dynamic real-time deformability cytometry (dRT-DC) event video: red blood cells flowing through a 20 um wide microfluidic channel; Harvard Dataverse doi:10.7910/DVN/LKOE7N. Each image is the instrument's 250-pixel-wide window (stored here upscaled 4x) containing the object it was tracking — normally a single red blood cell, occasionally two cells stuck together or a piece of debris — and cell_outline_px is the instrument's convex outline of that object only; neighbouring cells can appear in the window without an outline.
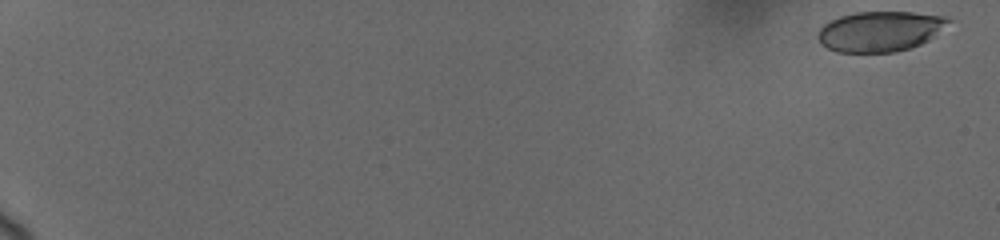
{"species": "human", "species_latin": "Homo sapiens", "temperature_condition": "cold", "stored_images_in_passage": 38, "camera_frame_rate_fps": 3000, "um_per_image_px": 0.085, "donor": {"sex": "female"}, "frame": {"image": 1, "passage_image": 1, "time_ms": 0.0, "image_size_px": [1000, 240], "cell_outline_px": [[952, 20], [928, 40], [920, 44], [908, 48], [892, 52], [836, 52], [820, 44], [820, 28], [824, 24], [840, 16], [856, 12], [912, 12], [944, 16]], "centroid_in_image_um": [74.8, 2.66], "position_along_channel_um": 10.2, "area_um2": 30.17}}
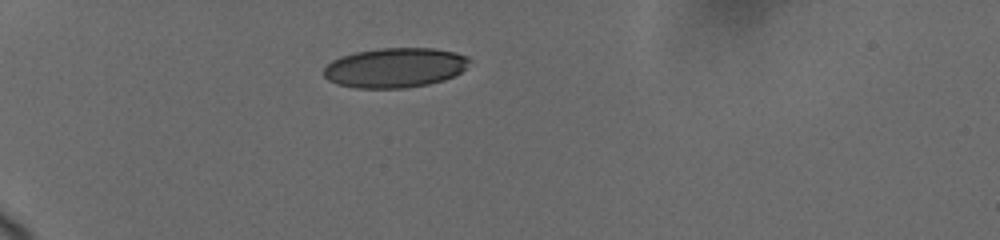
{"frame": {"image": 2, "passage_image": 29, "time_ms": 6.0, "image_size_px": [1000, 240], "cell_outline_px": [[472, 60], [460, 72], [444, 80], [428, 84], [404, 88], [356, 88], [336, 84], [328, 80], [324, 76], [324, 68], [332, 60], [340, 56], [356, 52], [380, 48], [432, 48], [456, 52], [468, 56]], "centroid_in_image_um": [33.57, 5.75], "position_along_channel_um": 51.4, "area_um2": 33.81}}
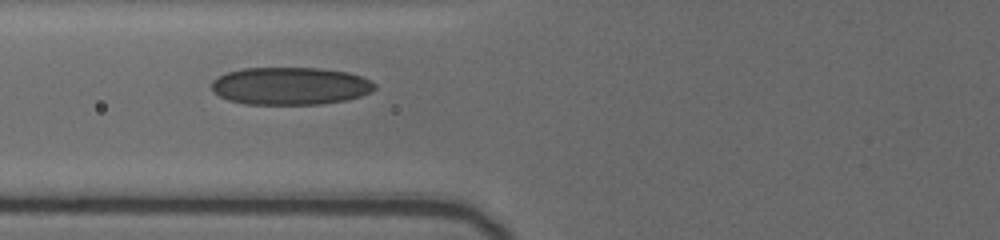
{"frame": {"image": 3, "passage_image": 37, "time_ms": 8.333, "image_size_px": [1000, 240], "cell_outline_px": [[376, 88], [360, 96], [344, 100], [320, 104], [244, 104], [228, 100], [212, 92], [212, 80], [228, 72], [244, 68], [320, 68], [348, 72], [360, 76], [376, 84]], "centroid_in_image_um": [24.64, 7.31], "position_along_channel_um": 101.2, "area_um2": 35.6}}